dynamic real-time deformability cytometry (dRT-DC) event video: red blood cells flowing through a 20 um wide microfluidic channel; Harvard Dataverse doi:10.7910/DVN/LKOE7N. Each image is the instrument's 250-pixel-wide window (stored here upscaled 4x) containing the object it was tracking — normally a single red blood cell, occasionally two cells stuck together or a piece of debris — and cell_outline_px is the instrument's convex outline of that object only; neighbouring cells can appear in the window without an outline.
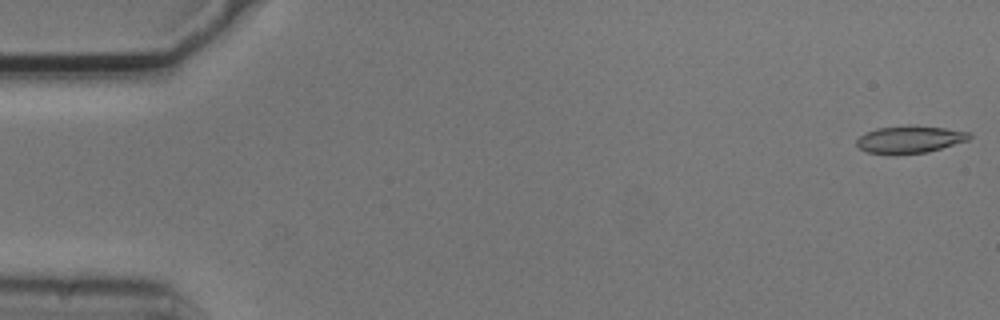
{"species": "common noctule bat (a hibernating species)", "species_latin": "Nyctalus noctula", "temperature_condition": "cold", "stored_images_in_passage": 5, "camera_frame_rate_fps": 3000, "um_per_image_px": 0.085, "animal": {"sex": "male", "body_mass_g": 20.5, "forearm_length_mm": 52.5}, "frame": {"image": 1, "passage_image": 1, "time_ms": 0.0, "image_size_px": [1000, 320], "cell_outline_px": [[972, 136], [968, 140], [928, 152], [868, 152], [860, 148], [856, 144], [856, 140], [860, 136], [876, 128], [908, 124], [944, 128], [968, 132]], "centroid_in_image_um": [77.35, 11.8], "position_along_channel_um": 7.6, "area_um2": 17.4}}
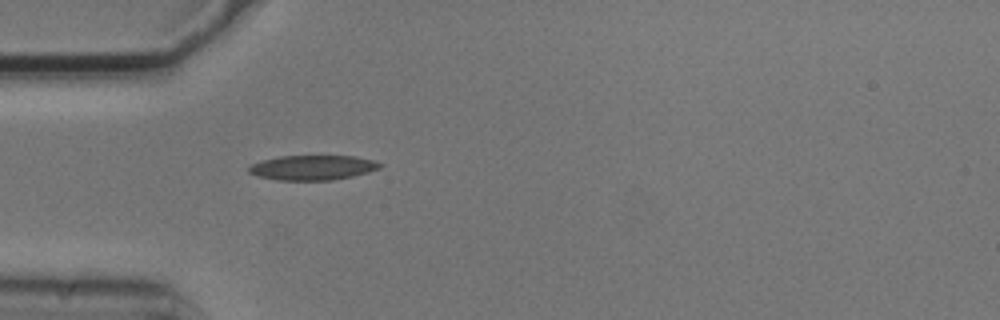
{"frame": {"image": 2, "passage_image": 5, "time_ms": 1.333, "image_size_px": [1000, 320], "cell_outline_px": [[384, 164], [380, 168], [368, 172], [352, 176], [332, 180], [276, 180], [260, 176], [248, 172], [248, 168], [252, 164], [264, 160], [280, 156], [356, 156], [372, 160]], "centroid_in_image_um": [26.6, 14.24], "position_along_channel_um": 58.4, "area_um2": 18.79}}